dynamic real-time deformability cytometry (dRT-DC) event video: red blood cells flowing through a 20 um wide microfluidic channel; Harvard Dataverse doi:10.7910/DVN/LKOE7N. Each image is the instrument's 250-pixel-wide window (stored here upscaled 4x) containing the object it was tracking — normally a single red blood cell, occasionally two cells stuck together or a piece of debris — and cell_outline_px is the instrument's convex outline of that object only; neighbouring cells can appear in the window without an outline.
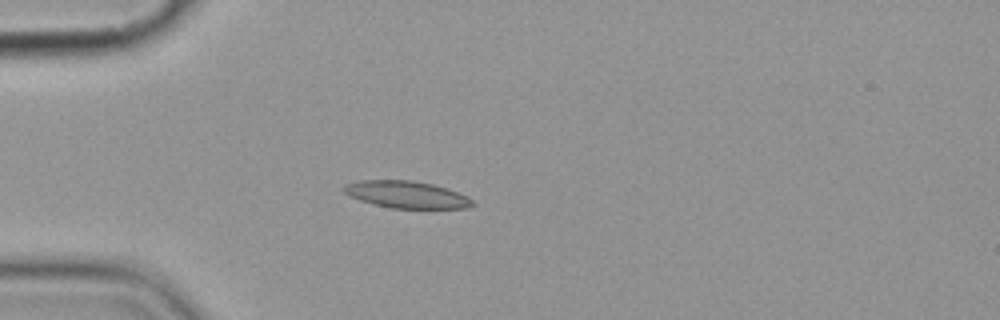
{"species": "common noctule bat (a hibernating species)", "species_latin": "Nyctalus noctula", "temperature_condition": "cold", "stored_images_in_passage": 1, "camera_frame_rate_fps": 3000, "um_per_image_px": 0.085, "animal": {"sex": "female", "body_mass_g": 19.9}, "frame": {"image": 1, "passage_image": 1, "time_ms": 0.0, "image_size_px": [1000, 320], "cell_outline_px": [[476, 204], [468, 208], [392, 208], [360, 200], [348, 196], [344, 192], [344, 184], [360, 180], [412, 180], [432, 184], [448, 188], [468, 196]], "centroid_in_image_um": [34.58, 16.53], "position_along_channel_um": 50.4, "area_um2": 20.29}}